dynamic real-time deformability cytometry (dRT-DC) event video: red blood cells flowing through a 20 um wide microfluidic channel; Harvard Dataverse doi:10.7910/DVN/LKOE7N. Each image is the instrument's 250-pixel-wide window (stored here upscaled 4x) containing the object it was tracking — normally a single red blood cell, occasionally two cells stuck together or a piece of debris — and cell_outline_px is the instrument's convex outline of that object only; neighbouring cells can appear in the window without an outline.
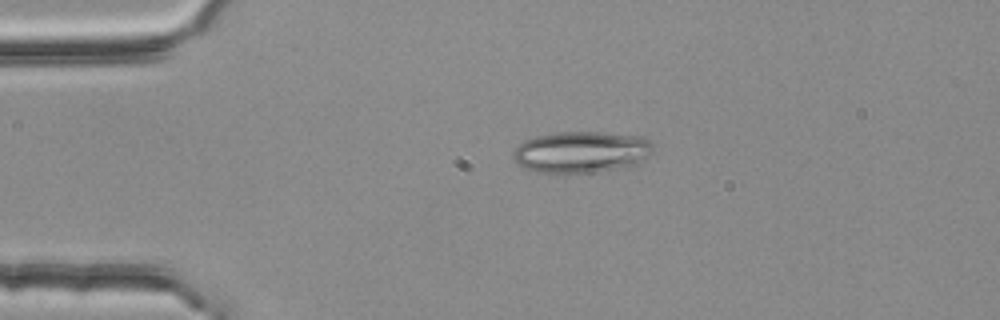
{"species": "common noctule bat (a hibernating species)", "species_latin": "Nyctalus noctula", "temperature_condition": "room temperature", "stored_images_in_passage": 47, "camera_frame_rate_fps": 3000, "um_per_image_px": 0.085, "animal": {"sex": "female", "body_mass_g": 25.1}, "frame": {"image": 1, "passage_image": 11, "time_ms": 3.333, "image_size_px": [1000, 320], "cell_outline_px": [[652, 152], [644, 160], [636, 164], [596, 172], [536, 172], [524, 168], [512, 156], [512, 152], [516, 144], [524, 140], [536, 136], [556, 132], [604, 132], [644, 136], [652, 140]], "centroid_in_image_um": [49.42, 12.89], "position_along_channel_um": 35.6, "area_um2": 33.99}}
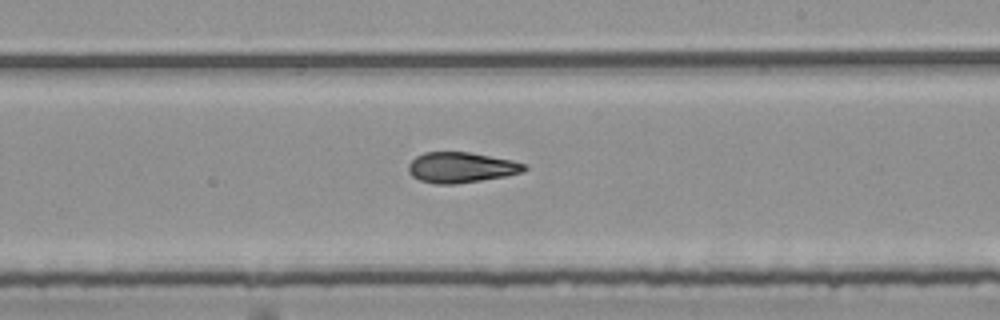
{"frame": {"image": 2, "passage_image": 31, "time_ms": 10.0, "image_size_px": [1000, 320], "cell_outline_px": [[528, 168], [524, 172], [508, 176], [452, 184], [436, 184], [420, 180], [412, 176], [408, 172], [408, 164], [416, 156], [424, 152], [468, 152], [512, 160], [524, 164]], "centroid_in_image_um": [39.19, 14.23], "position_along_channel_um": 249.8, "area_um2": 20.58}}
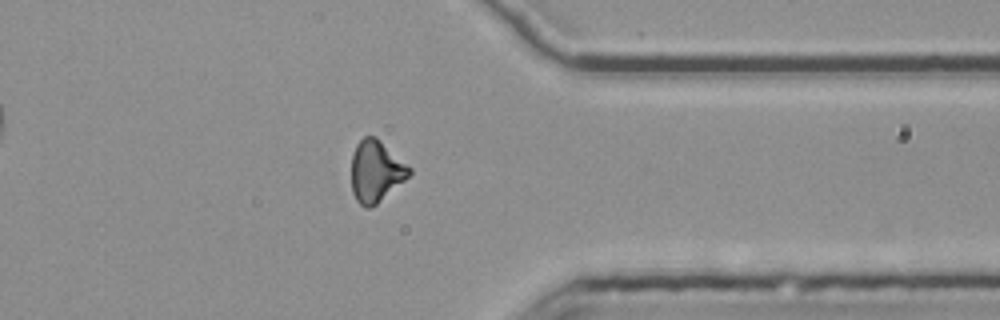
{"frame": {"image": 3, "passage_image": 42, "time_ms": 13.667, "image_size_px": [1000, 320], "cell_outline_px": [[412, 172], [404, 180], [376, 204], [368, 208], [364, 208], [356, 200], [352, 192], [352, 152], [356, 144], [364, 136], [376, 136], [412, 168]], "centroid_in_image_um": [31.94, 14.53], "position_along_channel_um": 379.5, "area_um2": 20.69}, "authors_computed_cell_mechanics": {"area_um2": 21.386, "velocity_mm_per_s": 3.7752, "shape_relaxation_time_tau1_ms": null, "shape_relaxation_time_tau2_ms": 4.6625, "deformation_change_tau1": null, "deformation_change_tau2": 0.1281}}